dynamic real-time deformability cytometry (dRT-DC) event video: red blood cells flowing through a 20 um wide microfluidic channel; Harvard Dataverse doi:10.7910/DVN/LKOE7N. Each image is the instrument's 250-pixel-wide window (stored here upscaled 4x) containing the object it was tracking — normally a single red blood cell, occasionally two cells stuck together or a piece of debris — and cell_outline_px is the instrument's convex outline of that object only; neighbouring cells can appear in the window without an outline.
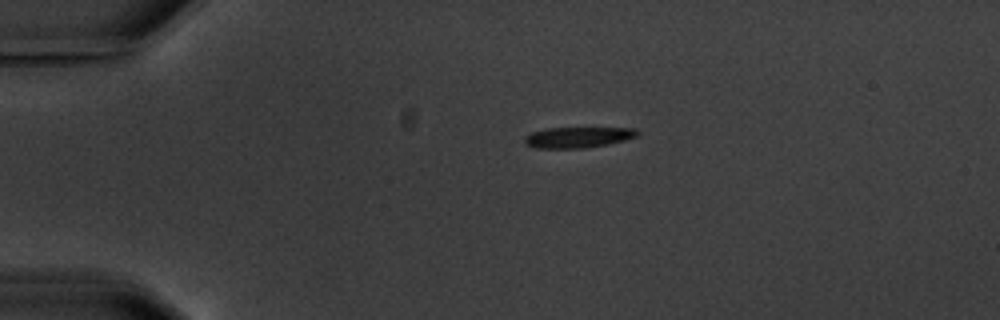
{"species": "common noctule bat (a hibernating species)", "species_latin": "Nyctalus noctula", "temperature_condition": "warm", "stored_images_in_passage": 2, "camera_frame_rate_fps": 3000, "um_per_image_px": 0.085, "animal": {"sex": "male", "body_mass_g": 20.1, "forearm_length_mm": 53.5}, "frame": {"image": 1, "passage_image": 1, "time_ms": 0.0, "image_size_px": [1000, 320], "cell_outline_px": [[640, 132], [636, 136], [624, 140], [584, 148], [536, 148], [524, 144], [524, 136], [532, 132], [548, 128], [636, 128]], "centroid_in_image_um": [49.08, 11.66], "position_along_channel_um": 35.9, "area_um2": 13.53}}